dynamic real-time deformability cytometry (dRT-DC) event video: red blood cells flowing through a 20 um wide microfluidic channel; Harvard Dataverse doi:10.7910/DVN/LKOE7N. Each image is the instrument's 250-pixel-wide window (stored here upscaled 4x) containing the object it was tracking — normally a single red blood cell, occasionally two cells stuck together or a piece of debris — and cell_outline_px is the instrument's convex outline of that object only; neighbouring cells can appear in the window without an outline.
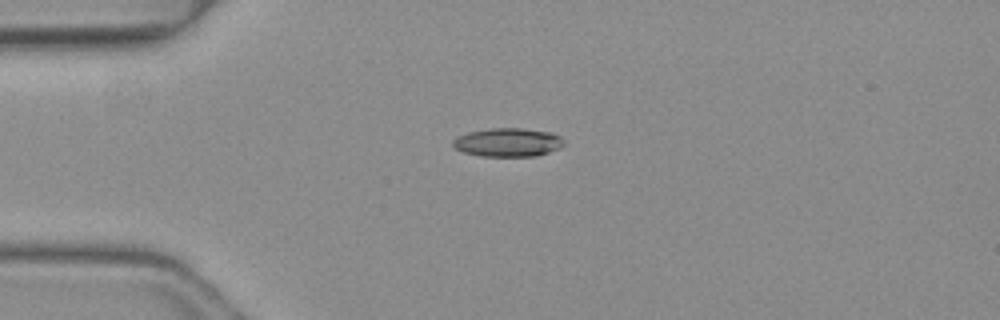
{"species": "common noctule bat (a hibernating species)", "species_latin": "Nyctalus noctula", "temperature_condition": "warm", "stored_images_in_passage": 12, "camera_frame_rate_fps": 3000, "um_per_image_px": 0.085, "animal": {"sex": "female", "body_mass_g": 19.3, "forearm_length_mm": 54.1}, "frame": {"image": 1, "passage_image": 7, "time_ms": 2.0, "image_size_px": [1000, 320], "cell_outline_px": [[564, 144], [560, 148], [536, 156], [480, 156], [464, 152], [456, 148], [452, 144], [452, 140], [456, 136], [468, 132], [488, 128], [520, 128], [552, 132], [560, 136], [564, 140]], "centroid_in_image_um": [43.17, 12.09], "position_along_channel_um": 41.8, "area_um2": 18.61}}